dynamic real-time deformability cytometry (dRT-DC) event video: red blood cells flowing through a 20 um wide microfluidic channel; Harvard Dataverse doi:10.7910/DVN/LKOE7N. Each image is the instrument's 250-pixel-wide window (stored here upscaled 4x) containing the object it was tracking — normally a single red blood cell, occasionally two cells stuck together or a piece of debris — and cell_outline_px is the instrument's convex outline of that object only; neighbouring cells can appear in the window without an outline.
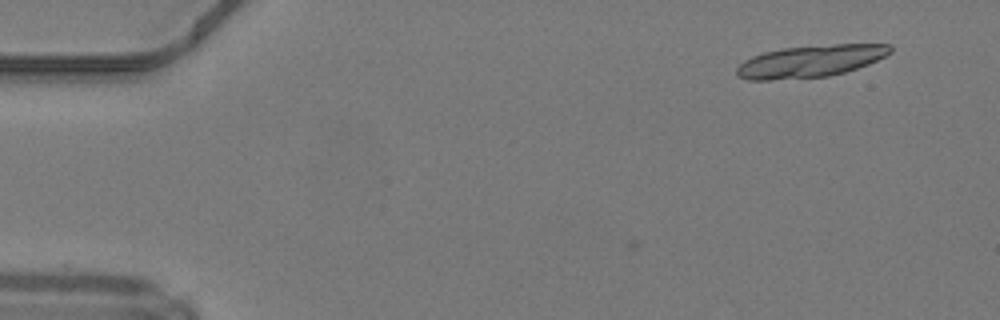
{"species": "common noctule bat (a hibernating species)", "species_latin": "Nyctalus noctula", "temperature_condition": "warm", "stored_images_in_passage": 8, "camera_frame_rate_fps": 3000, "um_per_image_px": 0.085, "animal": {"sex": "male", "body_mass_g": 19.2, "forearm_length_mm": 51.8}, "frame": {"image": 1, "passage_image": 8, "time_ms": 2.333, "image_size_px": [1000, 320], "cell_outline_px": [[892, 52], [868, 64], [844, 72], [828, 76], [772, 80], [748, 80], [736, 76], [736, 68], [744, 60], [752, 56], [764, 52], [784, 48], [832, 44], [892, 44]], "centroid_in_image_um": [68.86, 5.2], "position_along_channel_um": 16.1, "area_um2": 28.61}}